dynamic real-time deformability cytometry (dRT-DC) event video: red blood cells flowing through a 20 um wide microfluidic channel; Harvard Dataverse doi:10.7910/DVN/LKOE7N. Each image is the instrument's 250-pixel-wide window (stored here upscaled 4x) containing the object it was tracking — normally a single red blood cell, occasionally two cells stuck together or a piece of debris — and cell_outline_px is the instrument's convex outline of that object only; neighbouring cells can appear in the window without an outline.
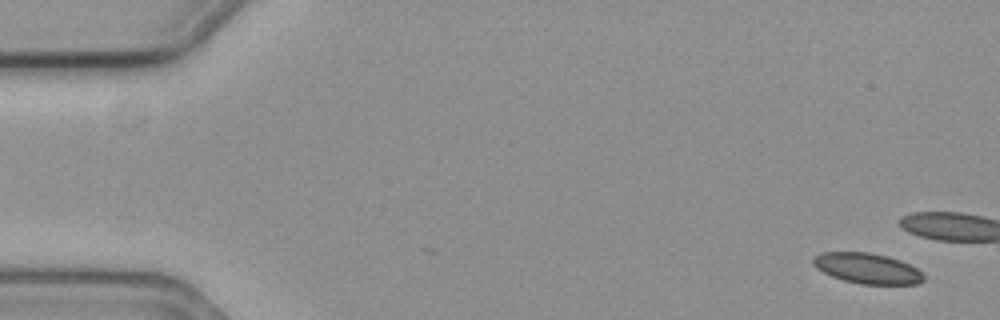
{"species": "common noctule bat (a hibernating species)", "species_latin": "Nyctalus noctula", "temperature_condition": "cold", "stored_images_in_passage": 2, "camera_frame_rate_fps": 3000, "um_per_image_px": 0.085, "animal": {"sex": "female", "body_mass_g": 19.3, "forearm_length_mm": 54.1}, "frame": {"image": 1, "passage_image": 1, "time_ms": 0.0, "image_size_px": [1000, 320], "cell_outline_px": [[924, 280], [916, 284], [860, 284], [844, 280], [832, 276], [816, 268], [812, 264], [812, 256], [820, 252], [868, 252], [888, 256], [900, 260], [916, 268], [924, 276]], "centroid_in_image_um": [73.68, 22.8], "position_along_channel_um": 11.3, "area_um2": 19.65}}